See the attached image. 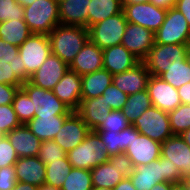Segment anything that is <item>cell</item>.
Instances as JSON below:
<instances>
[{"instance_id":"1","label":"cell","mask_w":190,"mask_h":190,"mask_svg":"<svg viewBox=\"0 0 190 190\" xmlns=\"http://www.w3.org/2000/svg\"><path fill=\"white\" fill-rule=\"evenodd\" d=\"M48 37L51 53L68 65L89 40L88 29L76 25L59 24L48 34Z\"/></svg>"},{"instance_id":"2","label":"cell","mask_w":190,"mask_h":190,"mask_svg":"<svg viewBox=\"0 0 190 190\" xmlns=\"http://www.w3.org/2000/svg\"><path fill=\"white\" fill-rule=\"evenodd\" d=\"M130 179L136 190H150L159 182H182V175L177 165L160 156L148 165L136 166Z\"/></svg>"},{"instance_id":"3","label":"cell","mask_w":190,"mask_h":190,"mask_svg":"<svg viewBox=\"0 0 190 190\" xmlns=\"http://www.w3.org/2000/svg\"><path fill=\"white\" fill-rule=\"evenodd\" d=\"M66 156L72 168L87 170L108 162L109 159L106 146L95 131H90L86 138Z\"/></svg>"},{"instance_id":"4","label":"cell","mask_w":190,"mask_h":190,"mask_svg":"<svg viewBox=\"0 0 190 190\" xmlns=\"http://www.w3.org/2000/svg\"><path fill=\"white\" fill-rule=\"evenodd\" d=\"M24 21L32 34L48 35L59 25L58 0H36L24 7Z\"/></svg>"},{"instance_id":"5","label":"cell","mask_w":190,"mask_h":190,"mask_svg":"<svg viewBox=\"0 0 190 190\" xmlns=\"http://www.w3.org/2000/svg\"><path fill=\"white\" fill-rule=\"evenodd\" d=\"M189 45L182 44H155L143 60L148 72L153 76H160L169 68L183 65L186 61V52Z\"/></svg>"},{"instance_id":"6","label":"cell","mask_w":190,"mask_h":190,"mask_svg":"<svg viewBox=\"0 0 190 190\" xmlns=\"http://www.w3.org/2000/svg\"><path fill=\"white\" fill-rule=\"evenodd\" d=\"M128 21L124 11L115 16L108 17L88 28L89 40L102 50L120 45L126 30Z\"/></svg>"},{"instance_id":"7","label":"cell","mask_w":190,"mask_h":190,"mask_svg":"<svg viewBox=\"0 0 190 190\" xmlns=\"http://www.w3.org/2000/svg\"><path fill=\"white\" fill-rule=\"evenodd\" d=\"M155 44L190 45V27L185 16L177 8L167 10L164 22L155 32Z\"/></svg>"},{"instance_id":"8","label":"cell","mask_w":190,"mask_h":190,"mask_svg":"<svg viewBox=\"0 0 190 190\" xmlns=\"http://www.w3.org/2000/svg\"><path fill=\"white\" fill-rule=\"evenodd\" d=\"M51 45L48 35L31 34V36L19 46V56L22 68L31 77L51 55Z\"/></svg>"},{"instance_id":"9","label":"cell","mask_w":190,"mask_h":190,"mask_svg":"<svg viewBox=\"0 0 190 190\" xmlns=\"http://www.w3.org/2000/svg\"><path fill=\"white\" fill-rule=\"evenodd\" d=\"M137 131L152 140L163 143L173 136L169 114L161 109L151 106L132 124Z\"/></svg>"},{"instance_id":"10","label":"cell","mask_w":190,"mask_h":190,"mask_svg":"<svg viewBox=\"0 0 190 190\" xmlns=\"http://www.w3.org/2000/svg\"><path fill=\"white\" fill-rule=\"evenodd\" d=\"M30 76L22 68L19 47L0 39V84L22 86Z\"/></svg>"},{"instance_id":"11","label":"cell","mask_w":190,"mask_h":190,"mask_svg":"<svg viewBox=\"0 0 190 190\" xmlns=\"http://www.w3.org/2000/svg\"><path fill=\"white\" fill-rule=\"evenodd\" d=\"M122 5L129 23L141 25L153 33L161 27L167 13V9L159 8L151 2Z\"/></svg>"},{"instance_id":"12","label":"cell","mask_w":190,"mask_h":190,"mask_svg":"<svg viewBox=\"0 0 190 190\" xmlns=\"http://www.w3.org/2000/svg\"><path fill=\"white\" fill-rule=\"evenodd\" d=\"M161 143L140 134L131 125V141L125 154L132 160L134 166L148 165L161 156Z\"/></svg>"},{"instance_id":"13","label":"cell","mask_w":190,"mask_h":190,"mask_svg":"<svg viewBox=\"0 0 190 190\" xmlns=\"http://www.w3.org/2000/svg\"><path fill=\"white\" fill-rule=\"evenodd\" d=\"M121 44L139 61H143L155 45V33L141 25L128 22Z\"/></svg>"},{"instance_id":"14","label":"cell","mask_w":190,"mask_h":190,"mask_svg":"<svg viewBox=\"0 0 190 190\" xmlns=\"http://www.w3.org/2000/svg\"><path fill=\"white\" fill-rule=\"evenodd\" d=\"M91 129L82 118L73 111L64 121L54 141L68 153L78 146L90 133Z\"/></svg>"},{"instance_id":"15","label":"cell","mask_w":190,"mask_h":190,"mask_svg":"<svg viewBox=\"0 0 190 190\" xmlns=\"http://www.w3.org/2000/svg\"><path fill=\"white\" fill-rule=\"evenodd\" d=\"M147 90L152 106L164 112L169 113L174 111L182 104L178 90L158 76H150Z\"/></svg>"},{"instance_id":"16","label":"cell","mask_w":190,"mask_h":190,"mask_svg":"<svg viewBox=\"0 0 190 190\" xmlns=\"http://www.w3.org/2000/svg\"><path fill=\"white\" fill-rule=\"evenodd\" d=\"M161 156L177 165L182 181L190 178V147L180 135H173L161 143Z\"/></svg>"},{"instance_id":"17","label":"cell","mask_w":190,"mask_h":190,"mask_svg":"<svg viewBox=\"0 0 190 190\" xmlns=\"http://www.w3.org/2000/svg\"><path fill=\"white\" fill-rule=\"evenodd\" d=\"M68 70L69 65L67 63L58 56L51 54L28 81L34 86L53 90Z\"/></svg>"},{"instance_id":"18","label":"cell","mask_w":190,"mask_h":190,"mask_svg":"<svg viewBox=\"0 0 190 190\" xmlns=\"http://www.w3.org/2000/svg\"><path fill=\"white\" fill-rule=\"evenodd\" d=\"M151 74L147 66L140 61L130 70L113 75V85L127 95L147 90Z\"/></svg>"},{"instance_id":"19","label":"cell","mask_w":190,"mask_h":190,"mask_svg":"<svg viewBox=\"0 0 190 190\" xmlns=\"http://www.w3.org/2000/svg\"><path fill=\"white\" fill-rule=\"evenodd\" d=\"M31 100H33L35 113H72L73 111L60 101L52 90L34 86L26 81L21 86Z\"/></svg>"},{"instance_id":"20","label":"cell","mask_w":190,"mask_h":190,"mask_svg":"<svg viewBox=\"0 0 190 190\" xmlns=\"http://www.w3.org/2000/svg\"><path fill=\"white\" fill-rule=\"evenodd\" d=\"M52 91L60 101L66 104L72 111H76L82 99L81 76L69 69Z\"/></svg>"},{"instance_id":"21","label":"cell","mask_w":190,"mask_h":190,"mask_svg":"<svg viewBox=\"0 0 190 190\" xmlns=\"http://www.w3.org/2000/svg\"><path fill=\"white\" fill-rule=\"evenodd\" d=\"M71 113H35L26 124L41 141L53 140Z\"/></svg>"},{"instance_id":"22","label":"cell","mask_w":190,"mask_h":190,"mask_svg":"<svg viewBox=\"0 0 190 190\" xmlns=\"http://www.w3.org/2000/svg\"><path fill=\"white\" fill-rule=\"evenodd\" d=\"M103 58V50L88 40L69 65V69L83 76L103 69Z\"/></svg>"},{"instance_id":"23","label":"cell","mask_w":190,"mask_h":190,"mask_svg":"<svg viewBox=\"0 0 190 190\" xmlns=\"http://www.w3.org/2000/svg\"><path fill=\"white\" fill-rule=\"evenodd\" d=\"M19 158L38 156L41 140L34 135L26 124H21L6 134Z\"/></svg>"},{"instance_id":"24","label":"cell","mask_w":190,"mask_h":190,"mask_svg":"<svg viewBox=\"0 0 190 190\" xmlns=\"http://www.w3.org/2000/svg\"><path fill=\"white\" fill-rule=\"evenodd\" d=\"M111 108L105 102L104 96L81 99L79 108L75 111L87 124L91 131H95L104 122Z\"/></svg>"},{"instance_id":"25","label":"cell","mask_w":190,"mask_h":190,"mask_svg":"<svg viewBox=\"0 0 190 190\" xmlns=\"http://www.w3.org/2000/svg\"><path fill=\"white\" fill-rule=\"evenodd\" d=\"M14 167L17 181L37 187L45 184L46 168L38 156L18 158Z\"/></svg>"},{"instance_id":"26","label":"cell","mask_w":190,"mask_h":190,"mask_svg":"<svg viewBox=\"0 0 190 190\" xmlns=\"http://www.w3.org/2000/svg\"><path fill=\"white\" fill-rule=\"evenodd\" d=\"M103 69L112 75L130 70L140 61L122 44L103 50Z\"/></svg>"},{"instance_id":"27","label":"cell","mask_w":190,"mask_h":190,"mask_svg":"<svg viewBox=\"0 0 190 190\" xmlns=\"http://www.w3.org/2000/svg\"><path fill=\"white\" fill-rule=\"evenodd\" d=\"M59 24L84 26L88 29L90 0H59Z\"/></svg>"},{"instance_id":"28","label":"cell","mask_w":190,"mask_h":190,"mask_svg":"<svg viewBox=\"0 0 190 190\" xmlns=\"http://www.w3.org/2000/svg\"><path fill=\"white\" fill-rule=\"evenodd\" d=\"M82 99L96 98L103 94L106 88L113 83V75L106 69H101L81 76Z\"/></svg>"},{"instance_id":"29","label":"cell","mask_w":190,"mask_h":190,"mask_svg":"<svg viewBox=\"0 0 190 190\" xmlns=\"http://www.w3.org/2000/svg\"><path fill=\"white\" fill-rule=\"evenodd\" d=\"M31 34L24 19H12L0 23V39L6 44L19 47Z\"/></svg>"},{"instance_id":"30","label":"cell","mask_w":190,"mask_h":190,"mask_svg":"<svg viewBox=\"0 0 190 190\" xmlns=\"http://www.w3.org/2000/svg\"><path fill=\"white\" fill-rule=\"evenodd\" d=\"M123 11L121 0H90L88 28Z\"/></svg>"},{"instance_id":"31","label":"cell","mask_w":190,"mask_h":190,"mask_svg":"<svg viewBox=\"0 0 190 190\" xmlns=\"http://www.w3.org/2000/svg\"><path fill=\"white\" fill-rule=\"evenodd\" d=\"M92 186L113 189L125 176L122 172L108 161L91 170Z\"/></svg>"},{"instance_id":"32","label":"cell","mask_w":190,"mask_h":190,"mask_svg":"<svg viewBox=\"0 0 190 190\" xmlns=\"http://www.w3.org/2000/svg\"><path fill=\"white\" fill-rule=\"evenodd\" d=\"M152 106L148 90L134 93L128 96L121 111L132 125L148 108Z\"/></svg>"},{"instance_id":"33","label":"cell","mask_w":190,"mask_h":190,"mask_svg":"<svg viewBox=\"0 0 190 190\" xmlns=\"http://www.w3.org/2000/svg\"><path fill=\"white\" fill-rule=\"evenodd\" d=\"M45 168V184L61 188L72 169V165L66 156L65 158L59 159V161H49V163L45 165Z\"/></svg>"},{"instance_id":"34","label":"cell","mask_w":190,"mask_h":190,"mask_svg":"<svg viewBox=\"0 0 190 190\" xmlns=\"http://www.w3.org/2000/svg\"><path fill=\"white\" fill-rule=\"evenodd\" d=\"M12 105L21 124H27L35 116L33 100L22 87L16 91Z\"/></svg>"},{"instance_id":"35","label":"cell","mask_w":190,"mask_h":190,"mask_svg":"<svg viewBox=\"0 0 190 190\" xmlns=\"http://www.w3.org/2000/svg\"><path fill=\"white\" fill-rule=\"evenodd\" d=\"M92 187V174L90 170L72 168L61 190H91Z\"/></svg>"},{"instance_id":"36","label":"cell","mask_w":190,"mask_h":190,"mask_svg":"<svg viewBox=\"0 0 190 190\" xmlns=\"http://www.w3.org/2000/svg\"><path fill=\"white\" fill-rule=\"evenodd\" d=\"M168 114L170 127L174 135H181L190 128V104H180Z\"/></svg>"},{"instance_id":"37","label":"cell","mask_w":190,"mask_h":190,"mask_svg":"<svg viewBox=\"0 0 190 190\" xmlns=\"http://www.w3.org/2000/svg\"><path fill=\"white\" fill-rule=\"evenodd\" d=\"M159 77L178 89L190 82V66L185 61L183 65L169 68L167 72L162 73Z\"/></svg>"},{"instance_id":"38","label":"cell","mask_w":190,"mask_h":190,"mask_svg":"<svg viewBox=\"0 0 190 190\" xmlns=\"http://www.w3.org/2000/svg\"><path fill=\"white\" fill-rule=\"evenodd\" d=\"M67 153L54 141L45 140L41 142L38 157L46 165L49 161H59L65 158Z\"/></svg>"},{"instance_id":"39","label":"cell","mask_w":190,"mask_h":190,"mask_svg":"<svg viewBox=\"0 0 190 190\" xmlns=\"http://www.w3.org/2000/svg\"><path fill=\"white\" fill-rule=\"evenodd\" d=\"M130 125L121 110H111L104 122L95 131L120 132Z\"/></svg>"},{"instance_id":"40","label":"cell","mask_w":190,"mask_h":190,"mask_svg":"<svg viewBox=\"0 0 190 190\" xmlns=\"http://www.w3.org/2000/svg\"><path fill=\"white\" fill-rule=\"evenodd\" d=\"M106 146V153L110 155L123 153L122 131H95Z\"/></svg>"},{"instance_id":"41","label":"cell","mask_w":190,"mask_h":190,"mask_svg":"<svg viewBox=\"0 0 190 190\" xmlns=\"http://www.w3.org/2000/svg\"><path fill=\"white\" fill-rule=\"evenodd\" d=\"M21 125L12 104L0 105V131L8 134Z\"/></svg>"},{"instance_id":"42","label":"cell","mask_w":190,"mask_h":190,"mask_svg":"<svg viewBox=\"0 0 190 190\" xmlns=\"http://www.w3.org/2000/svg\"><path fill=\"white\" fill-rule=\"evenodd\" d=\"M12 19H24V7L14 0H0V23Z\"/></svg>"},{"instance_id":"43","label":"cell","mask_w":190,"mask_h":190,"mask_svg":"<svg viewBox=\"0 0 190 190\" xmlns=\"http://www.w3.org/2000/svg\"><path fill=\"white\" fill-rule=\"evenodd\" d=\"M102 95L104 96L105 102L109 104L111 110H121L129 96L120 91L113 84L109 85Z\"/></svg>"},{"instance_id":"44","label":"cell","mask_w":190,"mask_h":190,"mask_svg":"<svg viewBox=\"0 0 190 190\" xmlns=\"http://www.w3.org/2000/svg\"><path fill=\"white\" fill-rule=\"evenodd\" d=\"M18 158L19 157L17 156L15 149L5 136L0 141V168L14 165Z\"/></svg>"},{"instance_id":"45","label":"cell","mask_w":190,"mask_h":190,"mask_svg":"<svg viewBox=\"0 0 190 190\" xmlns=\"http://www.w3.org/2000/svg\"><path fill=\"white\" fill-rule=\"evenodd\" d=\"M108 161L112 166H116L125 177H130L135 169L132 160L125 153L110 155Z\"/></svg>"},{"instance_id":"46","label":"cell","mask_w":190,"mask_h":190,"mask_svg":"<svg viewBox=\"0 0 190 190\" xmlns=\"http://www.w3.org/2000/svg\"><path fill=\"white\" fill-rule=\"evenodd\" d=\"M16 183L17 179L14 165L0 168V190H11Z\"/></svg>"},{"instance_id":"47","label":"cell","mask_w":190,"mask_h":190,"mask_svg":"<svg viewBox=\"0 0 190 190\" xmlns=\"http://www.w3.org/2000/svg\"><path fill=\"white\" fill-rule=\"evenodd\" d=\"M21 86L0 84V105L12 104L16 91Z\"/></svg>"},{"instance_id":"48","label":"cell","mask_w":190,"mask_h":190,"mask_svg":"<svg viewBox=\"0 0 190 190\" xmlns=\"http://www.w3.org/2000/svg\"><path fill=\"white\" fill-rule=\"evenodd\" d=\"M175 8L185 16L190 27V0H176Z\"/></svg>"},{"instance_id":"49","label":"cell","mask_w":190,"mask_h":190,"mask_svg":"<svg viewBox=\"0 0 190 190\" xmlns=\"http://www.w3.org/2000/svg\"><path fill=\"white\" fill-rule=\"evenodd\" d=\"M182 104H190V82L177 89Z\"/></svg>"},{"instance_id":"50","label":"cell","mask_w":190,"mask_h":190,"mask_svg":"<svg viewBox=\"0 0 190 190\" xmlns=\"http://www.w3.org/2000/svg\"><path fill=\"white\" fill-rule=\"evenodd\" d=\"M113 190H136L130 177H125L122 181H120Z\"/></svg>"},{"instance_id":"51","label":"cell","mask_w":190,"mask_h":190,"mask_svg":"<svg viewBox=\"0 0 190 190\" xmlns=\"http://www.w3.org/2000/svg\"><path fill=\"white\" fill-rule=\"evenodd\" d=\"M152 4L159 8L163 9H170L172 7H175L176 0H149Z\"/></svg>"},{"instance_id":"52","label":"cell","mask_w":190,"mask_h":190,"mask_svg":"<svg viewBox=\"0 0 190 190\" xmlns=\"http://www.w3.org/2000/svg\"><path fill=\"white\" fill-rule=\"evenodd\" d=\"M130 141H131V125L122 130L123 153H125L127 147L130 145Z\"/></svg>"},{"instance_id":"53","label":"cell","mask_w":190,"mask_h":190,"mask_svg":"<svg viewBox=\"0 0 190 190\" xmlns=\"http://www.w3.org/2000/svg\"><path fill=\"white\" fill-rule=\"evenodd\" d=\"M38 189L39 187L35 185L17 181L16 185L11 190H38Z\"/></svg>"},{"instance_id":"54","label":"cell","mask_w":190,"mask_h":190,"mask_svg":"<svg viewBox=\"0 0 190 190\" xmlns=\"http://www.w3.org/2000/svg\"><path fill=\"white\" fill-rule=\"evenodd\" d=\"M150 190H171L170 182H159L153 186Z\"/></svg>"},{"instance_id":"55","label":"cell","mask_w":190,"mask_h":190,"mask_svg":"<svg viewBox=\"0 0 190 190\" xmlns=\"http://www.w3.org/2000/svg\"><path fill=\"white\" fill-rule=\"evenodd\" d=\"M171 190H189L185 181L179 183H171Z\"/></svg>"},{"instance_id":"56","label":"cell","mask_w":190,"mask_h":190,"mask_svg":"<svg viewBox=\"0 0 190 190\" xmlns=\"http://www.w3.org/2000/svg\"><path fill=\"white\" fill-rule=\"evenodd\" d=\"M180 136L190 147V128L188 130H185Z\"/></svg>"},{"instance_id":"57","label":"cell","mask_w":190,"mask_h":190,"mask_svg":"<svg viewBox=\"0 0 190 190\" xmlns=\"http://www.w3.org/2000/svg\"><path fill=\"white\" fill-rule=\"evenodd\" d=\"M122 4L147 3L149 0H121Z\"/></svg>"},{"instance_id":"58","label":"cell","mask_w":190,"mask_h":190,"mask_svg":"<svg viewBox=\"0 0 190 190\" xmlns=\"http://www.w3.org/2000/svg\"><path fill=\"white\" fill-rule=\"evenodd\" d=\"M16 3L21 4L23 7L31 5L36 0H14Z\"/></svg>"},{"instance_id":"59","label":"cell","mask_w":190,"mask_h":190,"mask_svg":"<svg viewBox=\"0 0 190 190\" xmlns=\"http://www.w3.org/2000/svg\"><path fill=\"white\" fill-rule=\"evenodd\" d=\"M38 190H61V188H57V187H54V186H50V185H47V184H42Z\"/></svg>"},{"instance_id":"60","label":"cell","mask_w":190,"mask_h":190,"mask_svg":"<svg viewBox=\"0 0 190 190\" xmlns=\"http://www.w3.org/2000/svg\"><path fill=\"white\" fill-rule=\"evenodd\" d=\"M186 61H187L188 65L190 66V45L187 48Z\"/></svg>"},{"instance_id":"61","label":"cell","mask_w":190,"mask_h":190,"mask_svg":"<svg viewBox=\"0 0 190 190\" xmlns=\"http://www.w3.org/2000/svg\"><path fill=\"white\" fill-rule=\"evenodd\" d=\"M91 190H113L111 188H105V187H96V186H93Z\"/></svg>"},{"instance_id":"62","label":"cell","mask_w":190,"mask_h":190,"mask_svg":"<svg viewBox=\"0 0 190 190\" xmlns=\"http://www.w3.org/2000/svg\"><path fill=\"white\" fill-rule=\"evenodd\" d=\"M6 136L5 133H3L2 131H0V141Z\"/></svg>"},{"instance_id":"63","label":"cell","mask_w":190,"mask_h":190,"mask_svg":"<svg viewBox=\"0 0 190 190\" xmlns=\"http://www.w3.org/2000/svg\"><path fill=\"white\" fill-rule=\"evenodd\" d=\"M185 182H186V184H187V186H188V188H189V190H190V178L187 179Z\"/></svg>"}]
</instances>
